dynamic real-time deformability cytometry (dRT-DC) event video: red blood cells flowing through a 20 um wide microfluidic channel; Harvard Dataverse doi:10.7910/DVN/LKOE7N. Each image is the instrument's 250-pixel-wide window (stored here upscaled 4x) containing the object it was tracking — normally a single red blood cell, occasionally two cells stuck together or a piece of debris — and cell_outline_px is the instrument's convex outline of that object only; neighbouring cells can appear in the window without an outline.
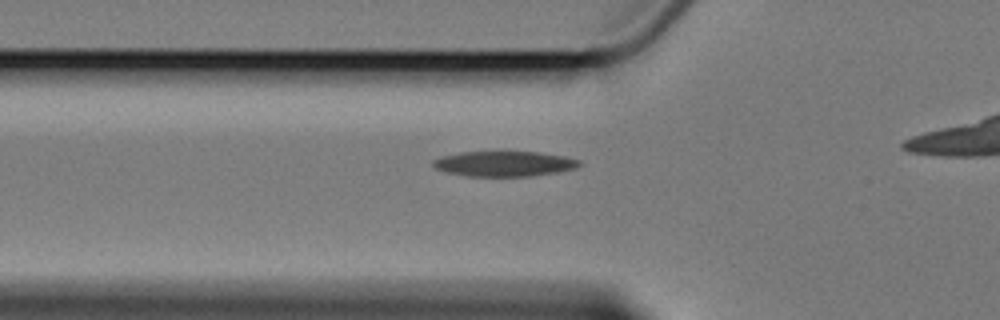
{"species": "Egyptian fruit bat (a non-hibernating species)", "species_latin": "Rousettus aegyptiacus", "temperature_condition": "cold", "stored_images_in_passage": 9, "segment_of_instrument_passage": [1, 2], "camera_frame_rate_fps": 3000, "um_per_image_px": 0.085, "animal": {"sex": "female"}, "frame": {"image": 1, "passage_image": 7, "time_ms": 8.667, "image_size_px": [1000, 320], "cell_outline_px": [[584, 164], [576, 168], [560, 172], [532, 176], [468, 176], [448, 172], [436, 168], [432, 164], [432, 160], [440, 156], [460, 152], [540, 152], [564, 156], [580, 160]], "centroid_in_image_um": [42.9, 13.92], "position_along_channel_um": 82.9, "area_um2": 21.62}}
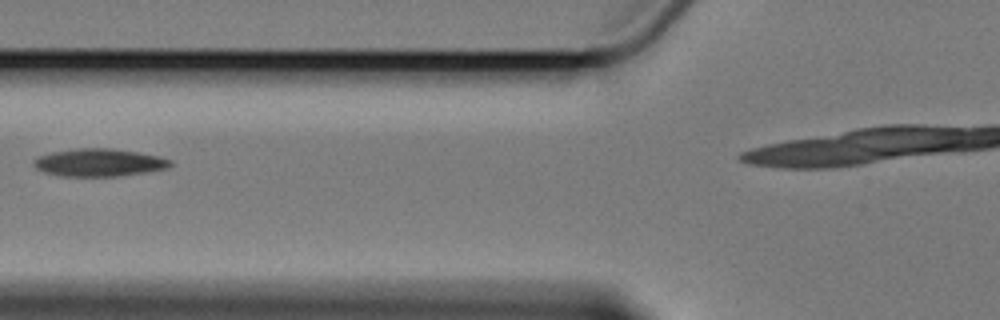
{"frame": {"image": 2, "passage_image": 8, "time_ms": 9.667, "image_size_px": [1000, 320], "cell_outline_px": [[172, 164], [168, 168], [120, 176], [60, 176], [44, 172], [36, 168], [32, 164], [32, 160], [40, 156], [52, 152], [80, 148], [112, 148], [160, 156], [172, 160]], "centroid_in_image_um": [8.42, 13.82], "position_along_channel_um": 117.4, "area_um2": 22.02}}